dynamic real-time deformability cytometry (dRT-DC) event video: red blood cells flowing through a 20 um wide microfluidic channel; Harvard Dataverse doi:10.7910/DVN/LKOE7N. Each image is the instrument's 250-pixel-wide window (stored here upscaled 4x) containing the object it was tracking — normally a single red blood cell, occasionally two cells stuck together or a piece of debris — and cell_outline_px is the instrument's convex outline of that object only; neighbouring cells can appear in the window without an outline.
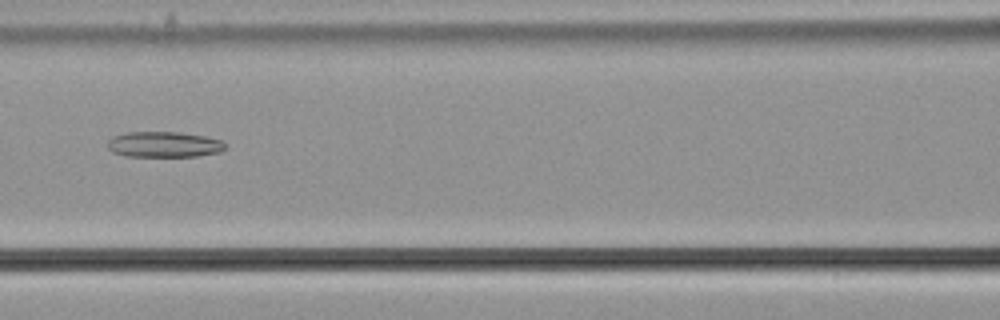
{"species": "common noctule bat (a hibernating species)", "species_latin": "Nyctalus noctula", "temperature_condition": "cold", "stored_images_in_passage": 41, "camera_frame_rate_fps": 3000, "um_per_image_px": 0.085, "animal": {"sex": "male", "body_mass_g": 21.5, "forearm_length_mm": 52.0}, "frame": {"image": 1, "passage_image": 11, "time_ms": 3.333, "image_size_px": [1000, 320], "cell_outline_px": [[228, 144], [220, 152], [196, 156], [124, 156], [112, 152], [108, 148], [108, 140], [112, 136], [128, 132], [180, 132], [204, 136], [220, 140]], "centroid_in_image_um": [13.92, 12.27], "position_along_channel_um": 152.7, "area_um2": 17.63}}
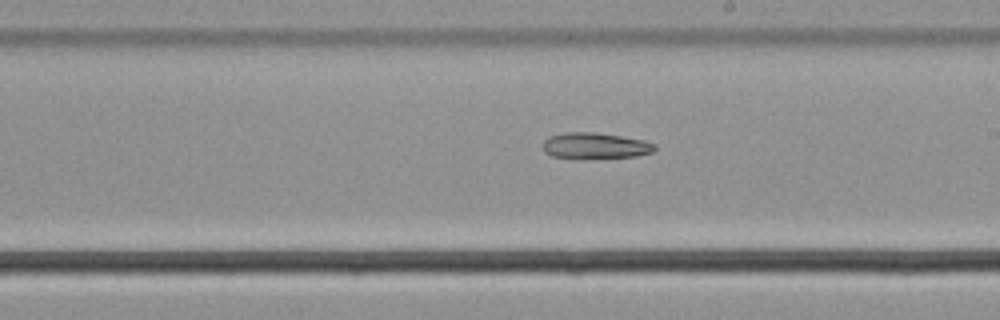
{"frame": {"image": 2, "passage_image": 18, "time_ms": 5.667, "image_size_px": [1000, 320], "cell_outline_px": [[656, 148], [652, 152], [636, 156], [552, 156], [544, 152], [544, 140], [548, 136], [564, 132], [596, 132], [644, 140], [656, 144]], "centroid_in_image_um": [50.6, 12.33], "position_along_channel_um": 238.4, "area_um2": 16.24}}
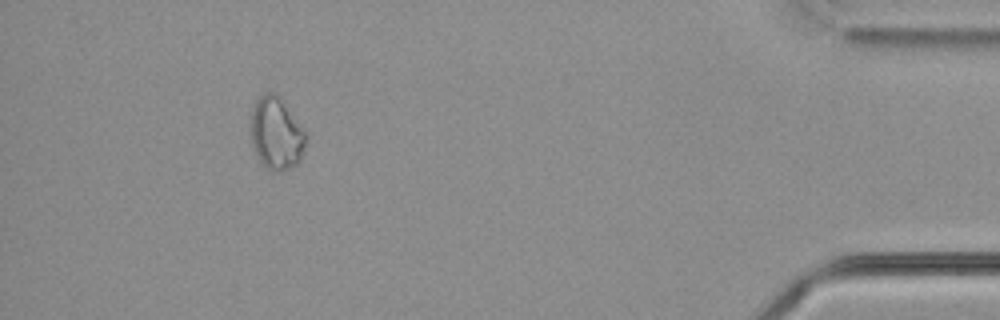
{"frame": {"image": 3, "passage_image": 37, "time_ms": 12.0, "image_size_px": [1000, 320], "cell_outline_px": [[304, 144], [300, 160], [296, 164], [280, 172], [272, 172], [256, 156], [252, 148], [252, 108], [256, 100], [260, 96], [268, 92], [276, 92], [280, 96], [304, 132]], "centroid_in_image_um": [23.45, 11.34], "position_along_channel_um": 411.8, "area_um2": 22.72}, "authors_computed_cell_mechanics": {"area_um2": 18.5538, "velocity_mm_per_s": 3.6867, "shape_relaxation_time_tau1_ms": null, "shape_relaxation_time_tau2_ms": 6.13, "deformation_change_tau1": null, "deformation_change_tau2": 0.1307}}